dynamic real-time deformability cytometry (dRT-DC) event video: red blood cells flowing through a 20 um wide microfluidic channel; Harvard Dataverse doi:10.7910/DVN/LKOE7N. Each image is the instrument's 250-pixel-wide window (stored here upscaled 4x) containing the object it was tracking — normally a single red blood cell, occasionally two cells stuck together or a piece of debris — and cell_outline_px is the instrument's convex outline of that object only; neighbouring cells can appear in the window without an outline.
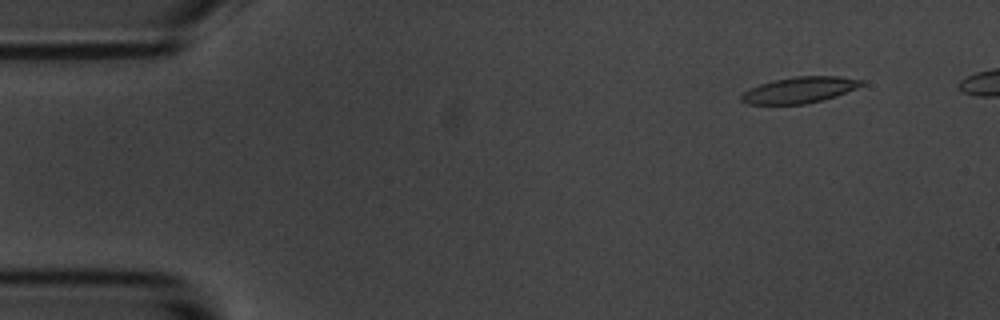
{"species": "common noctule bat (a hibernating species)", "species_latin": "Nyctalus noctula", "temperature_condition": "room temperature", "stored_images_in_passage": 6, "camera_frame_rate_fps": 3000, "um_per_image_px": 0.085, "animal": {"sex": "male", "body_mass_g": 20.1, "forearm_length_mm": 53.5}, "frame": {"image": 1, "passage_image": 2, "time_ms": 1.333, "image_size_px": [1000, 320], "cell_outline_px": [[868, 80], [864, 84], [856, 88], [836, 96], [804, 104], [748, 104], [740, 100], [740, 96], [748, 88], [772, 80], [796, 76], [840, 76]], "centroid_in_image_um": [67.97, 7.63], "position_along_channel_um": 17.0, "area_um2": 18.38}}